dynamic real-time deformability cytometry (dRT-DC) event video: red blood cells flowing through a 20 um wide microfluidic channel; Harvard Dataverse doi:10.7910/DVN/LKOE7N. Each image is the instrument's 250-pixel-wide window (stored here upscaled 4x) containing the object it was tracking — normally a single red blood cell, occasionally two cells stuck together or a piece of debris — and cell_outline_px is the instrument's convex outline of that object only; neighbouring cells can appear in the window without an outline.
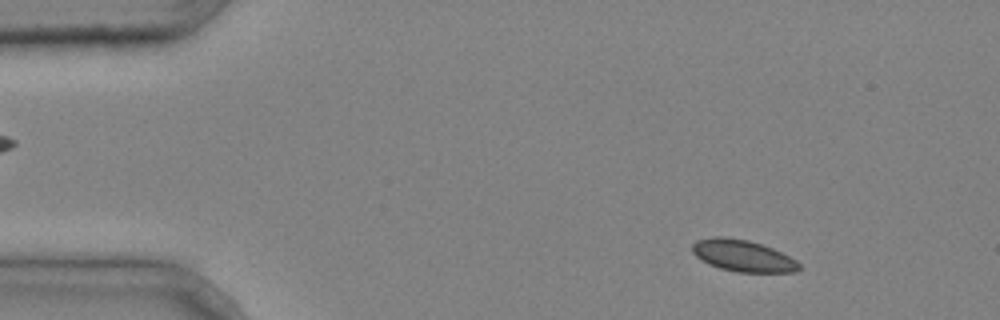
{"species": "common noctule bat (a hibernating species)", "species_latin": "Nyctalus noctula", "temperature_condition": "cold", "stored_images_in_passage": 3, "camera_frame_rate_fps": 3000, "um_per_image_px": 0.085, "animal": {"sex": "male", "body_mass_g": 20.4}, "frame": {"image": 1, "passage_image": 1, "time_ms": 0.0, "image_size_px": [1000, 320], "cell_outline_px": [[800, 268], [796, 272], [736, 272], [720, 268], [708, 264], [700, 260], [692, 252], [692, 244], [696, 240], [712, 236], [724, 236], [748, 240], [772, 248], [796, 260], [800, 264]], "centroid_in_image_um": [63.1, 21.73], "position_along_channel_um": 21.9, "area_um2": 19.77}}